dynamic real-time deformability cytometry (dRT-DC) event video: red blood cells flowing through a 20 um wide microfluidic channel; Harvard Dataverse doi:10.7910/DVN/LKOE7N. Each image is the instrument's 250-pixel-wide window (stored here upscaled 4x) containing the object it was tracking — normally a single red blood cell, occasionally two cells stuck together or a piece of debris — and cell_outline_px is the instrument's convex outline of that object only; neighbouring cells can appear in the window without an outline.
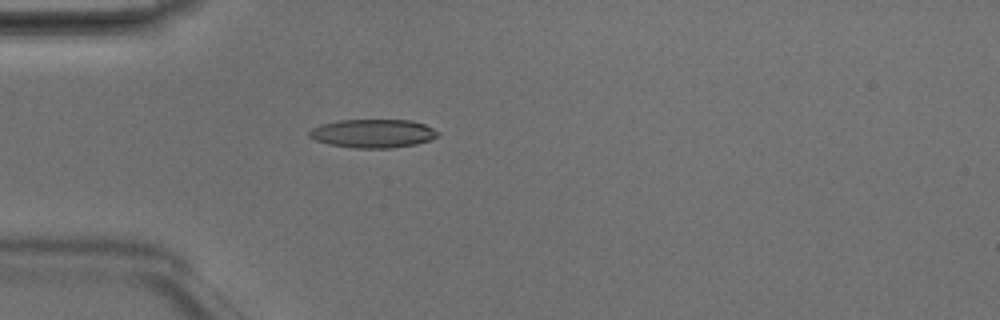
{"species": "Egyptian fruit bat (a non-hibernating species)", "species_latin": "Rousettus aegyptiacus", "temperature_condition": "room temperature", "stored_images_in_passage": 3, "camera_frame_rate_fps": 3000, "um_per_image_px": 0.085, "animal": {"sex": "male"}, "frame": {"image": 1, "passage_image": 3, "time_ms": 0.667, "image_size_px": [1000, 320], "cell_outline_px": [[440, 132], [432, 140], [416, 144], [392, 148], [356, 148], [328, 144], [316, 140], [308, 136], [308, 132], [312, 128], [320, 124], [340, 120], [412, 120], [424, 124]], "centroid_in_image_um": [31.7, 11.34], "position_along_channel_um": 53.3, "area_um2": 21.44}}